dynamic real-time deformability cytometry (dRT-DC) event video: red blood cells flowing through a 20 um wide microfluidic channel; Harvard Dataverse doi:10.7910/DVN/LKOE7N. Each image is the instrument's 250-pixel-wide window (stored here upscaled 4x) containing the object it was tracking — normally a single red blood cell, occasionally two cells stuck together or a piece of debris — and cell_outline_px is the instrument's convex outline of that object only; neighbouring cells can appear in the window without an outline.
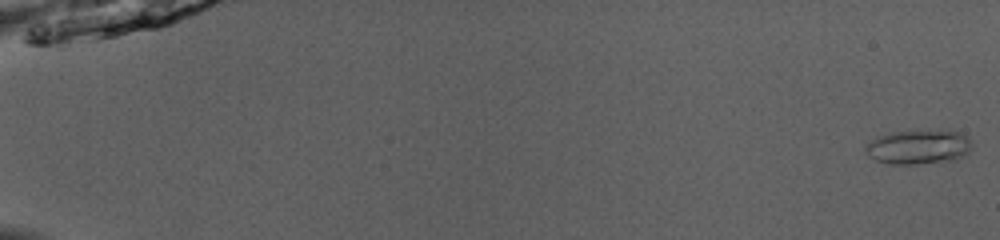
{"species": "common noctule bat (a hibernating species)", "species_latin": "Nyctalus noctula", "temperature_condition": "room temperature", "stored_images_in_passage": 9, "camera_frame_rate_fps": 3000, "um_per_image_px": 0.085, "animal": {"sex": "male", "body_mass_g": 13.0, "forearm_length_mm": 53.1}, "frame": {"image": 1, "passage_image": 1, "time_ms": 0.0, "image_size_px": [1000, 240], "cell_outline_px": [[972, 148], [964, 156], [956, 160], [916, 164], [888, 164], [876, 160], [868, 156], [864, 152], [864, 148], [872, 140], [880, 136], [892, 132], [960, 132], [968, 136], [972, 140]], "centroid_in_image_um": [78.09, 12.53], "position_along_channel_um": 6.9, "area_um2": 21.04}}